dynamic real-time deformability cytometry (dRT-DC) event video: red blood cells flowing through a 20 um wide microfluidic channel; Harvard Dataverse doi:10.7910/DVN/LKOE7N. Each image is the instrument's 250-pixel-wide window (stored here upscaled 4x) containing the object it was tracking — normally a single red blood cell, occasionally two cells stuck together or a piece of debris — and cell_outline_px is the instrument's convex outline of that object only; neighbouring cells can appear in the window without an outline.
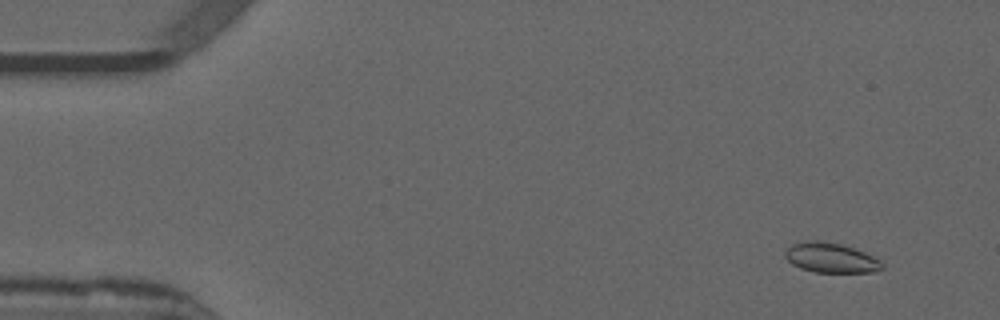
{"species": "common noctule bat (a hibernating species)", "species_latin": "Nyctalus noctula", "temperature_condition": "warm", "stored_images_in_passage": 55, "camera_frame_rate_fps": 3000, "um_per_image_px": 0.085, "animal": {"sex": "male", "forearm_length_mm": 52.5}, "frame": {"image": 1, "passage_image": 5, "time_ms": 1.333, "image_size_px": [1000, 320], "cell_outline_px": [[884, 268], [872, 272], [816, 272], [800, 268], [792, 264], [784, 256], [784, 252], [792, 244], [808, 240], [816, 240], [840, 244], [864, 252], [880, 260], [884, 264]], "centroid_in_image_um": [70.61, 21.91], "position_along_channel_um": 14.4, "area_um2": 16.76}}
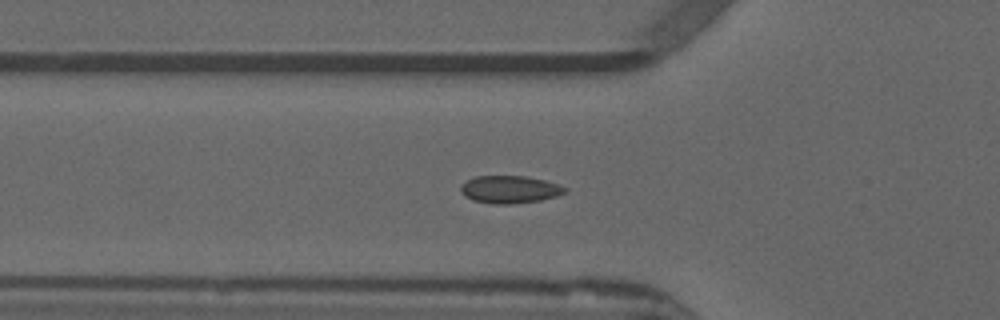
{"frame": {"image": 2, "passage_image": 19, "time_ms": 6.0, "image_size_px": [1000, 320], "cell_outline_px": [[568, 188], [564, 192], [556, 196], [540, 200], [512, 204], [492, 204], [472, 200], [464, 196], [460, 192], [460, 184], [476, 176], [524, 176], [544, 180]], "centroid_in_image_um": [43.27, 16.11], "position_along_channel_um": 82.5, "area_um2": 16.7}}
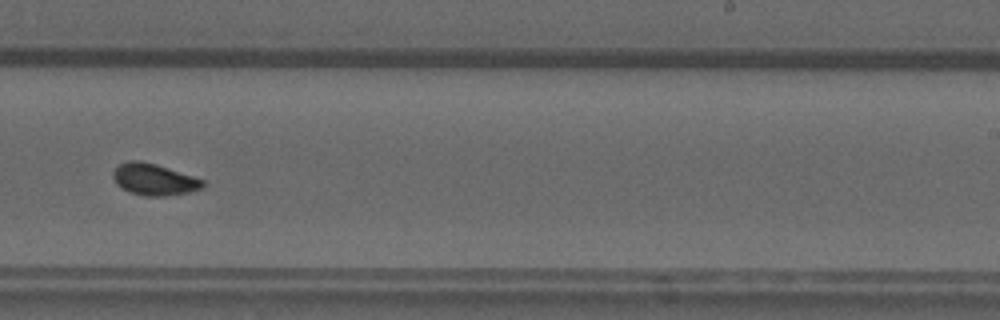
{"frame": {"image": 3, "passage_image": 34, "time_ms": 11.0, "image_size_px": [1000, 320], "cell_outline_px": [[204, 184], [200, 188], [188, 192], [164, 196], [144, 196], [128, 192], [116, 184], [112, 176], [112, 172], [120, 164], [128, 160], [140, 160], [156, 164], [204, 180]], "centroid_in_image_um": [13.04, 15.25], "position_along_channel_um": 276.0, "area_um2": 16.42}, "authors_computed_cell_mechanics": {"area_um2": 16.184, "velocity_mm_per_s": 3.8646, "shape_relaxation_time_tau1_ms": 8.0905, "shape_relaxation_time_tau2_ms": 0.5712, "deformation_change_tau1": 0.1648, "deformation_change_tau2": 0.0328}}